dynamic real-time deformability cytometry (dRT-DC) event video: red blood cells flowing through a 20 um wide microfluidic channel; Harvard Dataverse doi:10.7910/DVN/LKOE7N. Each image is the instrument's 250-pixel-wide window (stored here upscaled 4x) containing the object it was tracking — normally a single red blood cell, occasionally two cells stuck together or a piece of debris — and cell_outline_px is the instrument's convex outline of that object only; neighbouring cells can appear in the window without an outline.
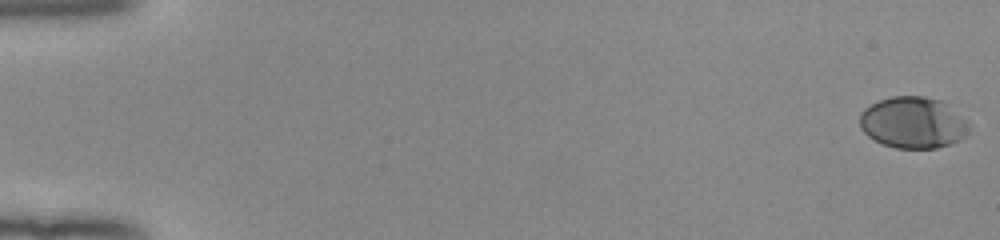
{"species": "human", "species_latin": "Homo sapiens", "temperature_condition": "room temperature", "stored_images_in_passage": 53, "camera_frame_rate_fps": 3000, "um_per_image_px": 0.085, "donor": {"sex": "female"}, "frame": {"image": 1, "passage_image": 1, "time_ms": 0.0, "image_size_px": [1000, 240], "cell_outline_px": [[972, 132], [968, 136], [960, 140], [936, 148], [896, 148], [884, 144], [868, 136], [860, 128], [860, 112], [864, 108], [880, 100], [892, 96], [924, 96], [944, 100], [968, 120], [972, 124]], "centroid_in_image_um": [77.7, 10.41], "position_along_channel_um": 7.3, "area_um2": 33.41}}
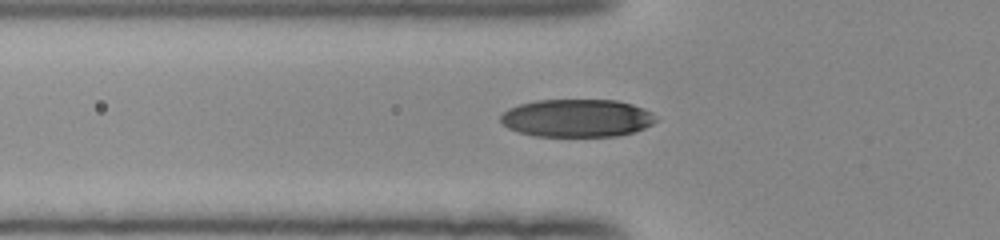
{"frame": {"image": 2, "passage_image": 20, "time_ms": 6.333, "image_size_px": [1000, 240], "cell_outline_px": [[656, 120], [652, 124], [644, 128], [632, 132], [616, 136], [536, 136], [520, 132], [508, 128], [500, 120], [500, 116], [508, 108], [520, 104], [536, 100], [616, 100], [632, 104], [644, 108], [652, 112]], "centroid_in_image_um": [49.04, 10.03], "position_along_channel_um": 76.8, "area_um2": 34.16}}
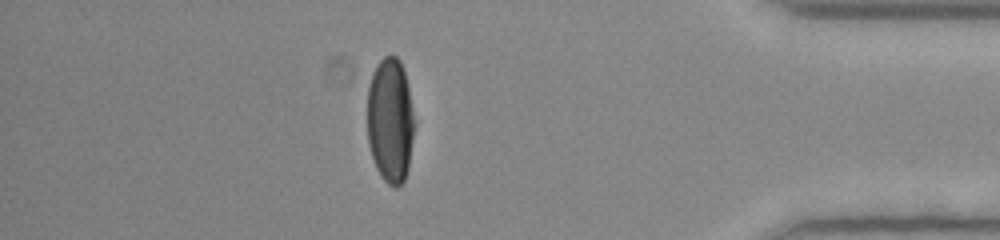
{"frame": {"image": 3, "passage_image": 47, "time_ms": 15.333, "image_size_px": [1000, 240], "cell_outline_px": [[416, 124], [408, 168], [404, 180], [396, 188], [388, 184], [380, 176], [376, 168], [368, 144], [368, 84], [372, 72], [376, 64], [384, 56], [396, 56], [400, 60], [404, 72], [408, 88]], "centroid_in_image_um": [33.18, 10.24], "position_along_channel_um": 402.0, "area_um2": 34.68}, "authors_computed_cell_mechanics": {"area_um2": 34.969, "velocity_mm_per_s": 3.9724, "shape_relaxation_time_tau1_ms": 3.3746, "shape_relaxation_time_tau2_ms": null, "deformation_change_tau1": 0.1971, "deformation_change_tau2": null}}